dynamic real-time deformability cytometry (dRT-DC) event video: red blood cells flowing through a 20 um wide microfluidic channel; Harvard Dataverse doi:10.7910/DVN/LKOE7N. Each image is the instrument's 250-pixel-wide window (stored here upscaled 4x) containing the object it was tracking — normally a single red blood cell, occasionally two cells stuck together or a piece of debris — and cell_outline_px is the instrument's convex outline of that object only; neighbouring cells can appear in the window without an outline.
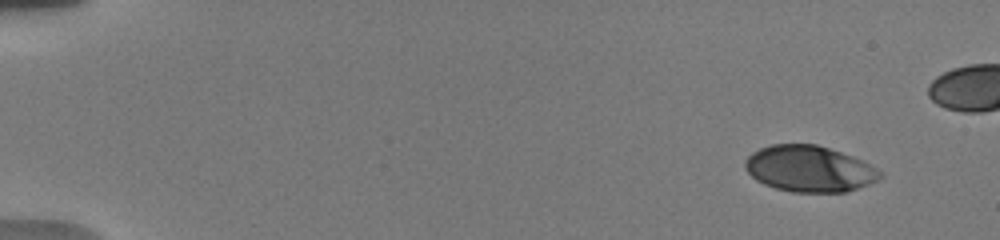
{"species": "human", "species_latin": "Homo sapiens", "temperature_condition": "warm", "stored_images_in_passage": 10, "camera_frame_rate_fps": 3000, "um_per_image_px": 0.085, "donor": {"sex": "male"}, "frame": {"image": 1, "passage_image": 1, "time_ms": 0.0, "image_size_px": [1000, 240], "cell_outline_px": [[884, 176], [880, 180], [848, 192], [792, 192], [776, 188], [764, 184], [756, 180], [744, 168], [744, 160], [752, 152], [760, 148], [772, 144], [816, 144], [852, 156], [876, 168]], "centroid_in_image_um": [68.78, 14.35], "position_along_channel_um": 16.2, "area_um2": 36.36}}
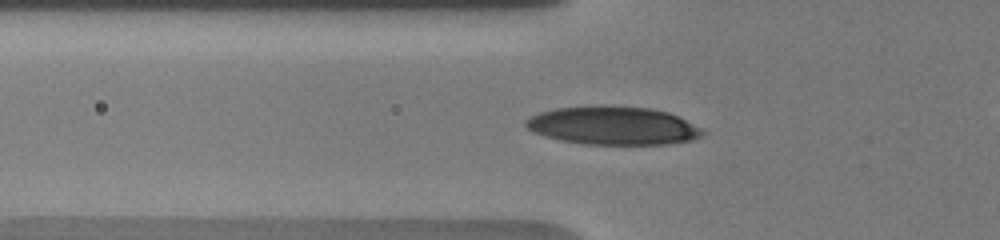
{"frame": {"image": 2, "passage_image": 9, "time_ms": 5.333, "image_size_px": [1000, 240], "cell_outline_px": [[704, 132], [700, 136], [692, 140], [668, 144], [584, 144], [560, 140], [536, 132], [528, 128], [524, 124], [524, 120], [540, 112], [556, 108], [604, 104], [652, 108], [668, 112], [700, 128]], "centroid_in_image_um": [52.09, 10.66], "position_along_channel_um": 73.7, "area_um2": 39.36}}